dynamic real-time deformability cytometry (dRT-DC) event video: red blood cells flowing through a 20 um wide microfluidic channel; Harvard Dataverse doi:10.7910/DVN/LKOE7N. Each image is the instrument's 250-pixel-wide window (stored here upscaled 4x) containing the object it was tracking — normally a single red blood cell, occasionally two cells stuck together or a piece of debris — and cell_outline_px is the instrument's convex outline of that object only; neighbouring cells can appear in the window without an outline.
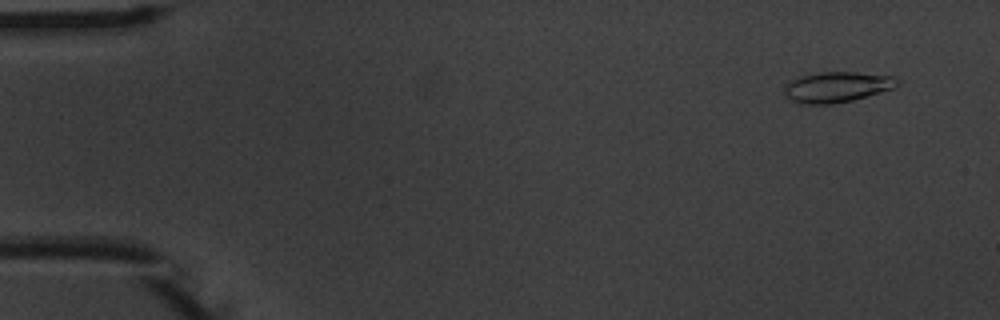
{"species": "common noctule bat (a hibernating species)", "species_latin": "Nyctalus noctula", "temperature_condition": "warm", "stored_images_in_passage": 54, "camera_frame_rate_fps": 3000, "um_per_image_px": 0.085, "animal": {"sex": "male", "body_mass_g": 20.1, "forearm_length_mm": 53.5}, "frame": {"image": 1, "passage_image": 4, "time_ms": 1.0, "image_size_px": [1000, 320], "cell_outline_px": [[900, 84], [892, 88], [852, 100], [832, 104], [804, 104], [788, 100], [784, 92], [784, 88], [788, 80], [816, 72], [856, 72], [892, 76]], "centroid_in_image_um": [71.06, 7.39], "position_along_channel_um": 13.9, "area_um2": 20.0}}
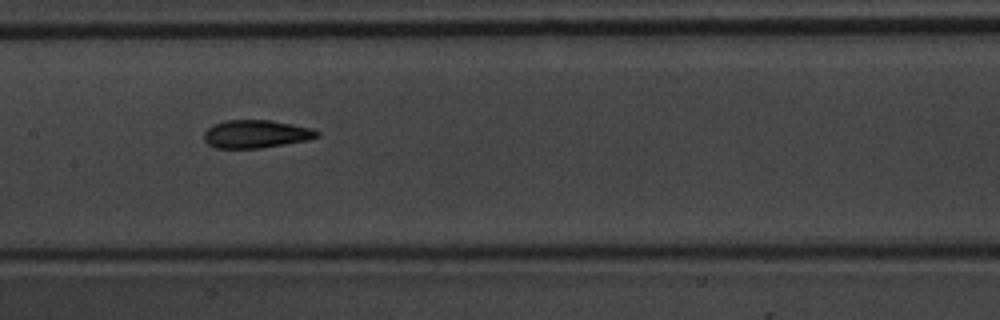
{"frame": {"image": 2, "passage_image": 27, "time_ms": 8.667, "image_size_px": [1000, 320], "cell_outline_px": [[320, 136], [308, 140], [260, 148], [216, 148], [208, 144], [204, 140], [204, 132], [212, 124], [224, 120], [272, 120], [312, 128], [320, 132]], "centroid_in_image_um": [21.76, 11.38], "position_along_channel_um": 185.6, "area_um2": 18.55}}
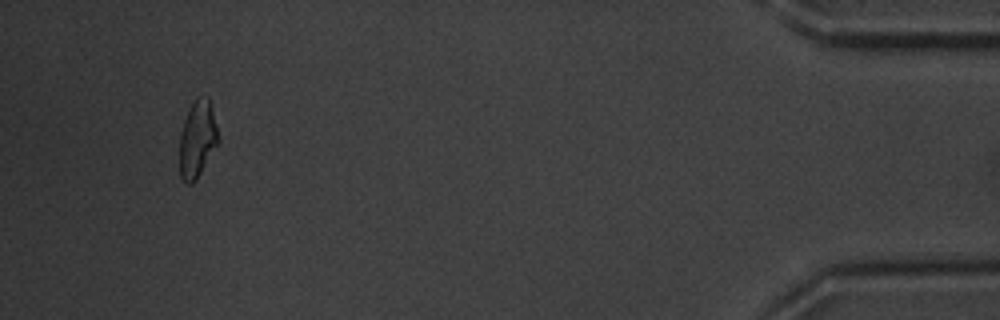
{"frame": {"image": 3, "passage_image": 51, "time_ms": 16.667, "image_size_px": [1000, 320], "cell_outline_px": [[220, 140], [196, 180], [192, 184], [188, 184], [180, 176], [180, 132], [188, 108], [196, 96], [208, 96], [212, 108]], "centroid_in_image_um": [16.78, 11.78], "position_along_channel_um": 418.4, "area_um2": 17.46}, "authors_computed_cell_mechanics": {"area_um2": 18.2937, "velocity_mm_per_s": 3.787, "shape_relaxation_time_tau1_ms": 5.5605, "shape_relaxation_time_tau2_ms": 2.0809, "deformation_change_tau1": 0.1679, "deformation_change_tau2": 0.0847}}